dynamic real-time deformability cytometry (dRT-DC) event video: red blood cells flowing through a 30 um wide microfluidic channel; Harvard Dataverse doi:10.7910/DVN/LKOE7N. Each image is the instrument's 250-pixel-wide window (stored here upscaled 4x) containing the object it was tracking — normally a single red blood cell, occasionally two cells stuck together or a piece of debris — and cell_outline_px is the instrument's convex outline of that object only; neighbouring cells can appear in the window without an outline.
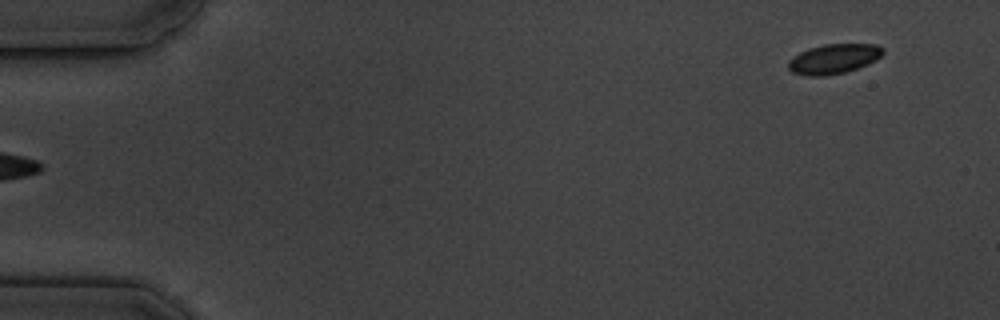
{"species": "common noctule bat (a hibernating species)", "species_latin": "Nyctalus noctula", "temperature_condition": "cold", "stored_images_in_passage": 6, "segment_of_instrument_passage": [2, 2], "camera_frame_rate_fps": 3000, "um_per_image_px": 0.085, "animal": {"sex": "male", "body_mass_g": 19.5, "forearm_length_mm": 54.6}, "frame": {"image": 1, "passage_image": 6, "time_ms": 5.667, "image_size_px": [1000, 320], "cell_outline_px": [[884, 52], [876, 60], [868, 64], [844, 72], [824, 76], [808, 76], [792, 72], [788, 68], [788, 60], [792, 56], [808, 48], [824, 44], [876, 44], [884, 48]], "centroid_in_image_um": [70.85, 4.99], "position_along_channel_um": 14.2, "area_um2": 16.47}}